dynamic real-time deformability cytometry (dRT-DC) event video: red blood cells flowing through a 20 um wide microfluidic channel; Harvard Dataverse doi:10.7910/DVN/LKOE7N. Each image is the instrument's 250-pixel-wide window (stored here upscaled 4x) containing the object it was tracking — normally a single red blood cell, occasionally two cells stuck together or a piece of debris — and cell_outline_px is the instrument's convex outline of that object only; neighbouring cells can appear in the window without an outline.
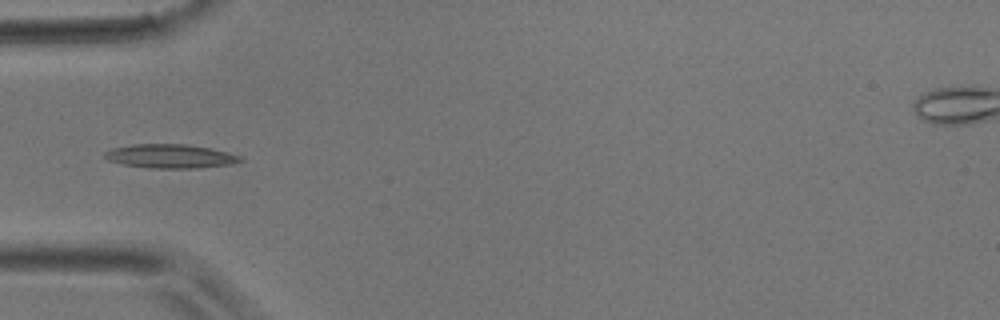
{"species": "common noctule bat (a hibernating species)", "species_latin": "Nyctalus noctula", "temperature_condition": "room temperature", "stored_images_in_passage": 3, "camera_frame_rate_fps": 3000, "um_per_image_px": 0.085, "animal": {"sex": "male", "body_mass_g": 17.9}, "frame": {"image": 1, "passage_image": 3, "time_ms": 0.667, "image_size_px": [1000, 320], "cell_outline_px": [[244, 160], [232, 164], [200, 168], [148, 168], [124, 164], [108, 160], [104, 156], [104, 152], [112, 148], [132, 144], [184, 144], [208, 148], [228, 152], [240, 156]], "centroid_in_image_um": [14.48, 13.28], "position_along_channel_um": 70.5, "area_um2": 18.84}}